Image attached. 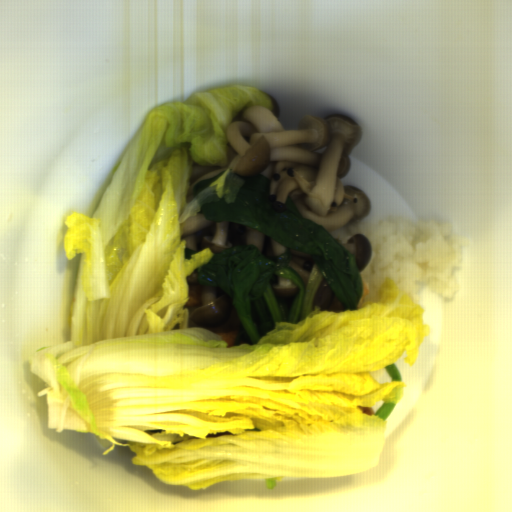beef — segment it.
<instances>
[{
  "mask_svg": "<svg viewBox=\"0 0 512 512\" xmlns=\"http://www.w3.org/2000/svg\"><path fill=\"white\" fill-rule=\"evenodd\" d=\"M359 410H361L363 413L367 414V415H371V416H374L376 415L375 411L373 410L372 407L370 406H367V407H361L358 405L357 407Z\"/></svg>",
  "mask_w": 512,
  "mask_h": 512,
  "instance_id": "obj_1",
  "label": "beef"
}]
</instances>
